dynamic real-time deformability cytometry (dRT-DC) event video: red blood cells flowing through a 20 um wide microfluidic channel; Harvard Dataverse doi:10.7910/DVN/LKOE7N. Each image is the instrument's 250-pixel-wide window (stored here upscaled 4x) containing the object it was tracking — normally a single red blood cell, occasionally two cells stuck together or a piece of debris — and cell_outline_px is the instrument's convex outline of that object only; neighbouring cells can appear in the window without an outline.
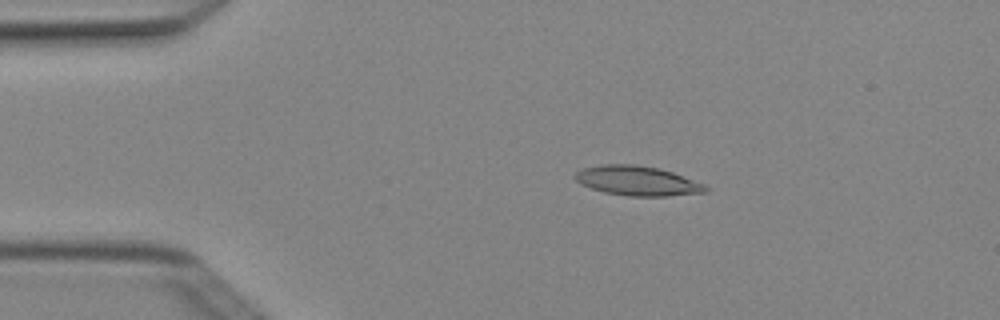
{"species": "Egyptian fruit bat (a non-hibernating species)", "species_latin": "Rousettus aegyptiacus", "temperature_condition": "cold", "stored_images_in_passage": 6, "camera_frame_rate_fps": 3000, "um_per_image_px": 0.085, "animal": {"sex": "female"}, "frame": {"image": 1, "passage_image": 3, "time_ms": 0.667, "image_size_px": [1000, 320], "cell_outline_px": [[708, 192], [668, 196], [628, 196], [604, 192], [580, 184], [572, 176], [576, 172], [584, 168], [600, 164], [632, 164], [656, 168], [672, 172], [704, 184], [708, 188]], "centroid_in_image_um": [54.15, 15.37], "position_along_channel_um": 30.9, "area_um2": 22.43}}
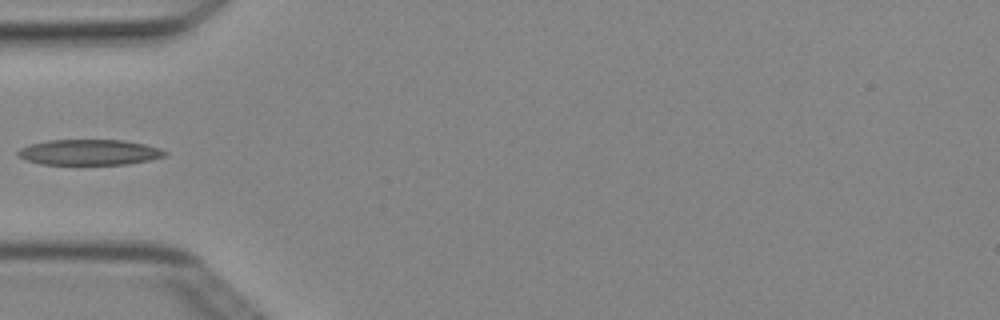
{"frame": {"image": 2, "passage_image": 5, "time_ms": 1.333, "image_size_px": [1000, 320], "cell_outline_px": [[168, 152], [164, 156], [148, 160], [128, 164], [40, 164], [24, 160], [16, 152], [20, 148], [28, 144], [48, 140], [124, 140], [144, 144], [160, 148]], "centroid_in_image_um": [7.56, 12.94], "position_along_channel_um": 77.4, "area_um2": 21.91}}
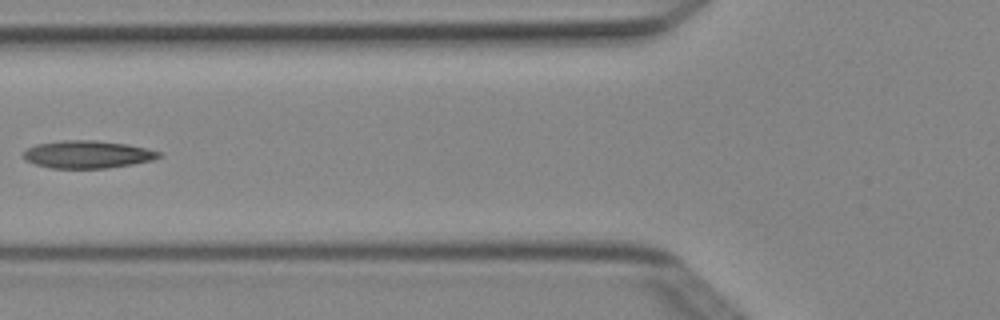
{"frame": {"image": 3, "passage_image": 6, "time_ms": 1.667, "image_size_px": [1000, 320], "cell_outline_px": [[164, 156], [152, 160], [132, 164], [108, 168], [52, 168], [36, 164], [24, 160], [24, 152], [28, 148], [36, 144], [60, 140], [96, 140], [128, 144], [148, 148], [160, 152]], "centroid_in_image_um": [7.47, 13.11], "position_along_channel_um": 118.3, "area_um2": 21.91}}